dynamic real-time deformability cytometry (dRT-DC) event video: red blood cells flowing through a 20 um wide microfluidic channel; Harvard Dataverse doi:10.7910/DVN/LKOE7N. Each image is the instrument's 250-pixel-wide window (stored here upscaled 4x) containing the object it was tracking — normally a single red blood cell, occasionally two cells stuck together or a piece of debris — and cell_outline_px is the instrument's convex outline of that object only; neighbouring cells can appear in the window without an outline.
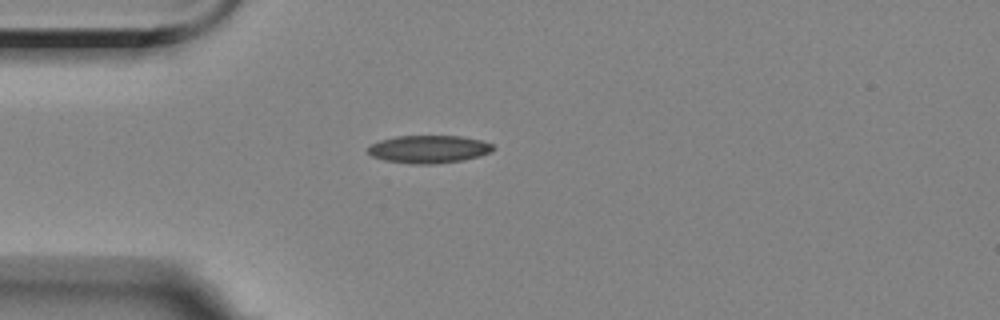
{"species": "Egyptian fruit bat (a non-hibernating species)", "species_latin": "Rousettus aegyptiacus", "temperature_condition": "room temperature", "stored_images_in_passage": 2, "camera_frame_rate_fps": 3000, "um_per_image_px": 0.085, "animal": {"sex": "female"}, "frame": {"image": 1, "passage_image": 1, "time_ms": 0.0, "image_size_px": [1000, 320], "cell_outline_px": [[496, 148], [492, 152], [480, 156], [460, 160], [432, 164], [412, 164], [384, 160], [372, 156], [368, 152], [368, 148], [372, 144], [380, 140], [396, 136], [460, 136], [480, 140], [492, 144]], "centroid_in_image_um": [36.46, 12.68], "position_along_channel_um": 48.5, "area_um2": 20.17}}